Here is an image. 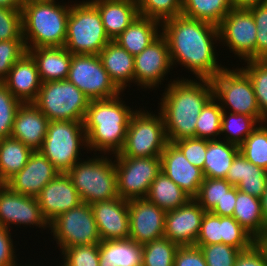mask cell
I'll use <instances>...</instances> for the list:
<instances>
[{"label": "cell", "instance_id": "cell-1", "mask_svg": "<svg viewBox=\"0 0 267 266\" xmlns=\"http://www.w3.org/2000/svg\"><path fill=\"white\" fill-rule=\"evenodd\" d=\"M161 27L172 66L178 62L196 79L210 80L225 68L218 64L214 52V44L219 41L218 26L180 15L164 21Z\"/></svg>", "mask_w": 267, "mask_h": 266}, {"label": "cell", "instance_id": "cell-2", "mask_svg": "<svg viewBox=\"0 0 267 266\" xmlns=\"http://www.w3.org/2000/svg\"><path fill=\"white\" fill-rule=\"evenodd\" d=\"M177 79L167 84L160 102L167 141L195 137L198 115L214 96L210 79Z\"/></svg>", "mask_w": 267, "mask_h": 266}, {"label": "cell", "instance_id": "cell-3", "mask_svg": "<svg viewBox=\"0 0 267 266\" xmlns=\"http://www.w3.org/2000/svg\"><path fill=\"white\" fill-rule=\"evenodd\" d=\"M123 102V103H122ZM120 96L90 100L83 121L87 150L118 154L125 142L132 115L136 112ZM132 109V110H131Z\"/></svg>", "mask_w": 267, "mask_h": 266}, {"label": "cell", "instance_id": "cell-4", "mask_svg": "<svg viewBox=\"0 0 267 266\" xmlns=\"http://www.w3.org/2000/svg\"><path fill=\"white\" fill-rule=\"evenodd\" d=\"M56 3L55 0L22 3L26 49L64 46L71 5Z\"/></svg>", "mask_w": 267, "mask_h": 266}, {"label": "cell", "instance_id": "cell-5", "mask_svg": "<svg viewBox=\"0 0 267 266\" xmlns=\"http://www.w3.org/2000/svg\"><path fill=\"white\" fill-rule=\"evenodd\" d=\"M66 174L83 203L91 205L119 197L115 162L107 156L80 160Z\"/></svg>", "mask_w": 267, "mask_h": 266}, {"label": "cell", "instance_id": "cell-6", "mask_svg": "<svg viewBox=\"0 0 267 266\" xmlns=\"http://www.w3.org/2000/svg\"><path fill=\"white\" fill-rule=\"evenodd\" d=\"M110 41L98 9L88 1L71 5L64 47L72 54L99 55Z\"/></svg>", "mask_w": 267, "mask_h": 266}, {"label": "cell", "instance_id": "cell-7", "mask_svg": "<svg viewBox=\"0 0 267 266\" xmlns=\"http://www.w3.org/2000/svg\"><path fill=\"white\" fill-rule=\"evenodd\" d=\"M83 145V149L87 148L83 122L50 121L39 151L60 173H67L74 164L81 160L79 149H82Z\"/></svg>", "mask_w": 267, "mask_h": 266}, {"label": "cell", "instance_id": "cell-8", "mask_svg": "<svg viewBox=\"0 0 267 266\" xmlns=\"http://www.w3.org/2000/svg\"><path fill=\"white\" fill-rule=\"evenodd\" d=\"M89 102L90 99L66 79L42 83L33 103L49 121L83 122Z\"/></svg>", "mask_w": 267, "mask_h": 266}, {"label": "cell", "instance_id": "cell-9", "mask_svg": "<svg viewBox=\"0 0 267 266\" xmlns=\"http://www.w3.org/2000/svg\"><path fill=\"white\" fill-rule=\"evenodd\" d=\"M168 143L163 118L145 110L132 115L121 151L115 157L161 156Z\"/></svg>", "mask_w": 267, "mask_h": 266}, {"label": "cell", "instance_id": "cell-10", "mask_svg": "<svg viewBox=\"0 0 267 266\" xmlns=\"http://www.w3.org/2000/svg\"><path fill=\"white\" fill-rule=\"evenodd\" d=\"M214 97L219 101L221 108H231L232 113L246 114L264 123L258 102L254 93L251 79L240 68H224L211 79ZM228 107H226V106Z\"/></svg>", "mask_w": 267, "mask_h": 266}, {"label": "cell", "instance_id": "cell-11", "mask_svg": "<svg viewBox=\"0 0 267 266\" xmlns=\"http://www.w3.org/2000/svg\"><path fill=\"white\" fill-rule=\"evenodd\" d=\"M61 252L71 246L99 244L101 238L92 208L87 203L58 215L49 223Z\"/></svg>", "mask_w": 267, "mask_h": 266}, {"label": "cell", "instance_id": "cell-12", "mask_svg": "<svg viewBox=\"0 0 267 266\" xmlns=\"http://www.w3.org/2000/svg\"><path fill=\"white\" fill-rule=\"evenodd\" d=\"M67 80L90 100L110 99L122 92L110 79L99 55L72 54Z\"/></svg>", "mask_w": 267, "mask_h": 266}, {"label": "cell", "instance_id": "cell-13", "mask_svg": "<svg viewBox=\"0 0 267 266\" xmlns=\"http://www.w3.org/2000/svg\"><path fill=\"white\" fill-rule=\"evenodd\" d=\"M118 195L131 200L146 198L151 183L161 172V158L154 157H115Z\"/></svg>", "mask_w": 267, "mask_h": 266}, {"label": "cell", "instance_id": "cell-14", "mask_svg": "<svg viewBox=\"0 0 267 266\" xmlns=\"http://www.w3.org/2000/svg\"><path fill=\"white\" fill-rule=\"evenodd\" d=\"M249 9L232 8L218 25L219 41L240 59L256 60V30Z\"/></svg>", "mask_w": 267, "mask_h": 266}, {"label": "cell", "instance_id": "cell-15", "mask_svg": "<svg viewBox=\"0 0 267 266\" xmlns=\"http://www.w3.org/2000/svg\"><path fill=\"white\" fill-rule=\"evenodd\" d=\"M11 224L49 228L37 197L18 194L5 183H0V226L10 230Z\"/></svg>", "mask_w": 267, "mask_h": 266}, {"label": "cell", "instance_id": "cell-16", "mask_svg": "<svg viewBox=\"0 0 267 266\" xmlns=\"http://www.w3.org/2000/svg\"><path fill=\"white\" fill-rule=\"evenodd\" d=\"M221 243L243 251L253 245L254 238L233 217L205 212L195 245Z\"/></svg>", "mask_w": 267, "mask_h": 266}, {"label": "cell", "instance_id": "cell-17", "mask_svg": "<svg viewBox=\"0 0 267 266\" xmlns=\"http://www.w3.org/2000/svg\"><path fill=\"white\" fill-rule=\"evenodd\" d=\"M171 66L168 42L161 34L134 56V83L146 89L157 87L161 85V80L164 81Z\"/></svg>", "mask_w": 267, "mask_h": 266}, {"label": "cell", "instance_id": "cell-18", "mask_svg": "<svg viewBox=\"0 0 267 266\" xmlns=\"http://www.w3.org/2000/svg\"><path fill=\"white\" fill-rule=\"evenodd\" d=\"M129 238L144 245L164 237L166 210L147 198L128 200Z\"/></svg>", "mask_w": 267, "mask_h": 266}, {"label": "cell", "instance_id": "cell-19", "mask_svg": "<svg viewBox=\"0 0 267 266\" xmlns=\"http://www.w3.org/2000/svg\"><path fill=\"white\" fill-rule=\"evenodd\" d=\"M205 212L194 198L176 209L167 211L164 237L178 246L195 245Z\"/></svg>", "mask_w": 267, "mask_h": 266}, {"label": "cell", "instance_id": "cell-20", "mask_svg": "<svg viewBox=\"0 0 267 266\" xmlns=\"http://www.w3.org/2000/svg\"><path fill=\"white\" fill-rule=\"evenodd\" d=\"M60 172L39 151H33L27 164L5 184L21 195L37 197L42 189Z\"/></svg>", "mask_w": 267, "mask_h": 266}, {"label": "cell", "instance_id": "cell-21", "mask_svg": "<svg viewBox=\"0 0 267 266\" xmlns=\"http://www.w3.org/2000/svg\"><path fill=\"white\" fill-rule=\"evenodd\" d=\"M43 217L50 223L58 215L79 206L82 202L71 178L59 173L37 196Z\"/></svg>", "mask_w": 267, "mask_h": 266}, {"label": "cell", "instance_id": "cell-22", "mask_svg": "<svg viewBox=\"0 0 267 266\" xmlns=\"http://www.w3.org/2000/svg\"><path fill=\"white\" fill-rule=\"evenodd\" d=\"M102 240L129 238L128 200L121 197L90 205Z\"/></svg>", "mask_w": 267, "mask_h": 266}, {"label": "cell", "instance_id": "cell-23", "mask_svg": "<svg viewBox=\"0 0 267 266\" xmlns=\"http://www.w3.org/2000/svg\"><path fill=\"white\" fill-rule=\"evenodd\" d=\"M160 158L161 171L191 198H194L204 180L202 169L193 166L174 143L166 144Z\"/></svg>", "mask_w": 267, "mask_h": 266}, {"label": "cell", "instance_id": "cell-24", "mask_svg": "<svg viewBox=\"0 0 267 266\" xmlns=\"http://www.w3.org/2000/svg\"><path fill=\"white\" fill-rule=\"evenodd\" d=\"M49 122L33 102L22 103L15 115L11 137L23 142L33 151L39 150Z\"/></svg>", "mask_w": 267, "mask_h": 266}, {"label": "cell", "instance_id": "cell-25", "mask_svg": "<svg viewBox=\"0 0 267 266\" xmlns=\"http://www.w3.org/2000/svg\"><path fill=\"white\" fill-rule=\"evenodd\" d=\"M2 83L22 103L34 102L37 99L42 82L35 60L28 52L13 64Z\"/></svg>", "mask_w": 267, "mask_h": 266}, {"label": "cell", "instance_id": "cell-26", "mask_svg": "<svg viewBox=\"0 0 267 266\" xmlns=\"http://www.w3.org/2000/svg\"><path fill=\"white\" fill-rule=\"evenodd\" d=\"M99 11L106 35L117 38L138 16L136 0H91Z\"/></svg>", "mask_w": 267, "mask_h": 266}, {"label": "cell", "instance_id": "cell-27", "mask_svg": "<svg viewBox=\"0 0 267 266\" xmlns=\"http://www.w3.org/2000/svg\"><path fill=\"white\" fill-rule=\"evenodd\" d=\"M27 52L35 60L42 83L67 79L72 53L64 46L38 47Z\"/></svg>", "mask_w": 267, "mask_h": 266}, {"label": "cell", "instance_id": "cell-28", "mask_svg": "<svg viewBox=\"0 0 267 266\" xmlns=\"http://www.w3.org/2000/svg\"><path fill=\"white\" fill-rule=\"evenodd\" d=\"M267 170L252 164L239 152L228 170L226 180L243 193L261 198Z\"/></svg>", "mask_w": 267, "mask_h": 266}, {"label": "cell", "instance_id": "cell-29", "mask_svg": "<svg viewBox=\"0 0 267 266\" xmlns=\"http://www.w3.org/2000/svg\"><path fill=\"white\" fill-rule=\"evenodd\" d=\"M99 57L110 79L122 92L134 82V56L117 42L110 40Z\"/></svg>", "mask_w": 267, "mask_h": 266}, {"label": "cell", "instance_id": "cell-30", "mask_svg": "<svg viewBox=\"0 0 267 266\" xmlns=\"http://www.w3.org/2000/svg\"><path fill=\"white\" fill-rule=\"evenodd\" d=\"M142 251V245L130 238L102 240L99 266H142Z\"/></svg>", "mask_w": 267, "mask_h": 266}, {"label": "cell", "instance_id": "cell-31", "mask_svg": "<svg viewBox=\"0 0 267 266\" xmlns=\"http://www.w3.org/2000/svg\"><path fill=\"white\" fill-rule=\"evenodd\" d=\"M158 27V21L138 16L114 41L135 56L161 35Z\"/></svg>", "mask_w": 267, "mask_h": 266}, {"label": "cell", "instance_id": "cell-32", "mask_svg": "<svg viewBox=\"0 0 267 266\" xmlns=\"http://www.w3.org/2000/svg\"><path fill=\"white\" fill-rule=\"evenodd\" d=\"M239 152L238 146L225 140L222 141L220 138L209 140L203 164L204 177L226 179L228 170Z\"/></svg>", "mask_w": 267, "mask_h": 266}, {"label": "cell", "instance_id": "cell-33", "mask_svg": "<svg viewBox=\"0 0 267 266\" xmlns=\"http://www.w3.org/2000/svg\"><path fill=\"white\" fill-rule=\"evenodd\" d=\"M253 238L261 234L267 224L263 220L259 198L239 191L236 187V202L232 216Z\"/></svg>", "mask_w": 267, "mask_h": 266}, {"label": "cell", "instance_id": "cell-34", "mask_svg": "<svg viewBox=\"0 0 267 266\" xmlns=\"http://www.w3.org/2000/svg\"><path fill=\"white\" fill-rule=\"evenodd\" d=\"M33 150L10 137L0 139V183H6L27 164Z\"/></svg>", "mask_w": 267, "mask_h": 266}, {"label": "cell", "instance_id": "cell-35", "mask_svg": "<svg viewBox=\"0 0 267 266\" xmlns=\"http://www.w3.org/2000/svg\"><path fill=\"white\" fill-rule=\"evenodd\" d=\"M146 198L159 208L169 211L186 204L191 197L164 172H160L151 183Z\"/></svg>", "mask_w": 267, "mask_h": 266}, {"label": "cell", "instance_id": "cell-36", "mask_svg": "<svg viewBox=\"0 0 267 266\" xmlns=\"http://www.w3.org/2000/svg\"><path fill=\"white\" fill-rule=\"evenodd\" d=\"M232 8L231 0H182L181 15L218 26Z\"/></svg>", "mask_w": 267, "mask_h": 266}, {"label": "cell", "instance_id": "cell-37", "mask_svg": "<svg viewBox=\"0 0 267 266\" xmlns=\"http://www.w3.org/2000/svg\"><path fill=\"white\" fill-rule=\"evenodd\" d=\"M228 114L226 110L223 111L221 135L225 133L223 135L226 136L223 137V140L226 138L225 141L239 147L261 123L256 118L246 114H236L231 111H228Z\"/></svg>", "mask_w": 267, "mask_h": 266}, {"label": "cell", "instance_id": "cell-38", "mask_svg": "<svg viewBox=\"0 0 267 266\" xmlns=\"http://www.w3.org/2000/svg\"><path fill=\"white\" fill-rule=\"evenodd\" d=\"M222 114L223 109L213 96L198 115L195 138L217 139L218 135L221 134Z\"/></svg>", "mask_w": 267, "mask_h": 266}, {"label": "cell", "instance_id": "cell-39", "mask_svg": "<svg viewBox=\"0 0 267 266\" xmlns=\"http://www.w3.org/2000/svg\"><path fill=\"white\" fill-rule=\"evenodd\" d=\"M265 123L259 124L248 135L239 146V150L252 164L267 170V125Z\"/></svg>", "mask_w": 267, "mask_h": 266}, {"label": "cell", "instance_id": "cell-40", "mask_svg": "<svg viewBox=\"0 0 267 266\" xmlns=\"http://www.w3.org/2000/svg\"><path fill=\"white\" fill-rule=\"evenodd\" d=\"M142 266H174L178 245L166 237L142 245Z\"/></svg>", "mask_w": 267, "mask_h": 266}, {"label": "cell", "instance_id": "cell-41", "mask_svg": "<svg viewBox=\"0 0 267 266\" xmlns=\"http://www.w3.org/2000/svg\"><path fill=\"white\" fill-rule=\"evenodd\" d=\"M241 69L251 79L263 120L267 123V60H247Z\"/></svg>", "mask_w": 267, "mask_h": 266}, {"label": "cell", "instance_id": "cell-42", "mask_svg": "<svg viewBox=\"0 0 267 266\" xmlns=\"http://www.w3.org/2000/svg\"><path fill=\"white\" fill-rule=\"evenodd\" d=\"M139 16L163 23L182 13V0H136Z\"/></svg>", "mask_w": 267, "mask_h": 266}, {"label": "cell", "instance_id": "cell-43", "mask_svg": "<svg viewBox=\"0 0 267 266\" xmlns=\"http://www.w3.org/2000/svg\"><path fill=\"white\" fill-rule=\"evenodd\" d=\"M233 187L226 179H214L204 177L203 182L199 187L198 194L194 199L206 211L210 212L218 202L226 196Z\"/></svg>", "mask_w": 267, "mask_h": 266}, {"label": "cell", "instance_id": "cell-44", "mask_svg": "<svg viewBox=\"0 0 267 266\" xmlns=\"http://www.w3.org/2000/svg\"><path fill=\"white\" fill-rule=\"evenodd\" d=\"M21 104L0 82V139L11 136L15 115Z\"/></svg>", "mask_w": 267, "mask_h": 266}, {"label": "cell", "instance_id": "cell-45", "mask_svg": "<svg viewBox=\"0 0 267 266\" xmlns=\"http://www.w3.org/2000/svg\"><path fill=\"white\" fill-rule=\"evenodd\" d=\"M61 254L65 266H99V244L71 246Z\"/></svg>", "mask_w": 267, "mask_h": 266}, {"label": "cell", "instance_id": "cell-46", "mask_svg": "<svg viewBox=\"0 0 267 266\" xmlns=\"http://www.w3.org/2000/svg\"><path fill=\"white\" fill-rule=\"evenodd\" d=\"M202 251L207 266H234L241 250L226 244L195 245Z\"/></svg>", "mask_w": 267, "mask_h": 266}, {"label": "cell", "instance_id": "cell-47", "mask_svg": "<svg viewBox=\"0 0 267 266\" xmlns=\"http://www.w3.org/2000/svg\"><path fill=\"white\" fill-rule=\"evenodd\" d=\"M27 52L24 39L0 41V82H3L17 62Z\"/></svg>", "mask_w": 267, "mask_h": 266}, {"label": "cell", "instance_id": "cell-48", "mask_svg": "<svg viewBox=\"0 0 267 266\" xmlns=\"http://www.w3.org/2000/svg\"><path fill=\"white\" fill-rule=\"evenodd\" d=\"M23 39L22 9L0 7V41Z\"/></svg>", "mask_w": 267, "mask_h": 266}, {"label": "cell", "instance_id": "cell-49", "mask_svg": "<svg viewBox=\"0 0 267 266\" xmlns=\"http://www.w3.org/2000/svg\"><path fill=\"white\" fill-rule=\"evenodd\" d=\"M256 30V60H267V3L249 8Z\"/></svg>", "mask_w": 267, "mask_h": 266}, {"label": "cell", "instance_id": "cell-50", "mask_svg": "<svg viewBox=\"0 0 267 266\" xmlns=\"http://www.w3.org/2000/svg\"><path fill=\"white\" fill-rule=\"evenodd\" d=\"M208 141V139L191 137L179 139L173 143L193 166L199 167L203 171Z\"/></svg>", "mask_w": 267, "mask_h": 266}, {"label": "cell", "instance_id": "cell-51", "mask_svg": "<svg viewBox=\"0 0 267 266\" xmlns=\"http://www.w3.org/2000/svg\"><path fill=\"white\" fill-rule=\"evenodd\" d=\"M174 266H207L200 248L195 245L179 246L174 257Z\"/></svg>", "mask_w": 267, "mask_h": 266}, {"label": "cell", "instance_id": "cell-52", "mask_svg": "<svg viewBox=\"0 0 267 266\" xmlns=\"http://www.w3.org/2000/svg\"><path fill=\"white\" fill-rule=\"evenodd\" d=\"M11 233L0 226V266H17Z\"/></svg>", "mask_w": 267, "mask_h": 266}, {"label": "cell", "instance_id": "cell-53", "mask_svg": "<svg viewBox=\"0 0 267 266\" xmlns=\"http://www.w3.org/2000/svg\"><path fill=\"white\" fill-rule=\"evenodd\" d=\"M234 266H267L261 252L253 244L237 256Z\"/></svg>", "mask_w": 267, "mask_h": 266}, {"label": "cell", "instance_id": "cell-54", "mask_svg": "<svg viewBox=\"0 0 267 266\" xmlns=\"http://www.w3.org/2000/svg\"><path fill=\"white\" fill-rule=\"evenodd\" d=\"M236 202V187L233 186L221 202H218L216 206L210 211L218 216H233Z\"/></svg>", "mask_w": 267, "mask_h": 266}, {"label": "cell", "instance_id": "cell-55", "mask_svg": "<svg viewBox=\"0 0 267 266\" xmlns=\"http://www.w3.org/2000/svg\"><path fill=\"white\" fill-rule=\"evenodd\" d=\"M253 244L261 252L264 261L267 264V228L254 238Z\"/></svg>", "mask_w": 267, "mask_h": 266}, {"label": "cell", "instance_id": "cell-56", "mask_svg": "<svg viewBox=\"0 0 267 266\" xmlns=\"http://www.w3.org/2000/svg\"><path fill=\"white\" fill-rule=\"evenodd\" d=\"M235 9H249L259 4L267 3V0H231Z\"/></svg>", "mask_w": 267, "mask_h": 266}, {"label": "cell", "instance_id": "cell-57", "mask_svg": "<svg viewBox=\"0 0 267 266\" xmlns=\"http://www.w3.org/2000/svg\"><path fill=\"white\" fill-rule=\"evenodd\" d=\"M0 7L7 9H22L21 0H0Z\"/></svg>", "mask_w": 267, "mask_h": 266}, {"label": "cell", "instance_id": "cell-58", "mask_svg": "<svg viewBox=\"0 0 267 266\" xmlns=\"http://www.w3.org/2000/svg\"><path fill=\"white\" fill-rule=\"evenodd\" d=\"M260 201H261V210H262L263 220L267 224V177H266V182H265V190L260 198Z\"/></svg>", "mask_w": 267, "mask_h": 266}, {"label": "cell", "instance_id": "cell-59", "mask_svg": "<svg viewBox=\"0 0 267 266\" xmlns=\"http://www.w3.org/2000/svg\"><path fill=\"white\" fill-rule=\"evenodd\" d=\"M23 2H31V1H54V0H21Z\"/></svg>", "mask_w": 267, "mask_h": 266}]
</instances>
